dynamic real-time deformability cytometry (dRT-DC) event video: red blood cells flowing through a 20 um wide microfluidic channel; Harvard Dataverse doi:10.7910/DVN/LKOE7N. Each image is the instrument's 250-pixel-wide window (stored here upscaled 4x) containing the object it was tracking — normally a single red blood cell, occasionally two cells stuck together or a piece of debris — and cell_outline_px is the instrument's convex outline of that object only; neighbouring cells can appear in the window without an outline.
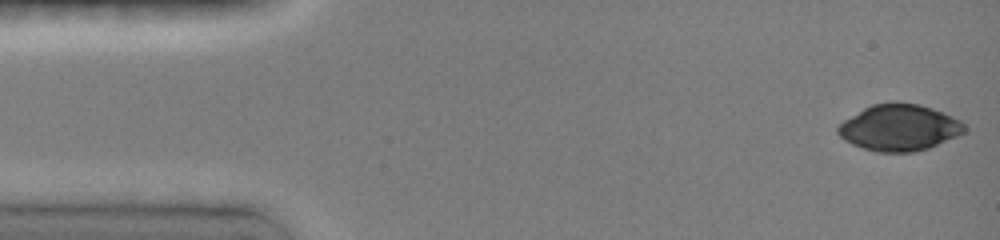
{"species": "common noctule bat (a hibernating species)", "species_latin": "Nyctalus noctula", "temperature_condition": "room temperature", "stored_images_in_passage": 11, "camera_frame_rate_fps": 3000, "um_per_image_px": 0.085, "animal": {"sex": "female", "body_mass_g": 19.0, "forearm_length_mm": 51.5}, "frame": {"image": 1, "passage_image": 1, "time_ms": 0.0, "image_size_px": [1000, 240], "cell_outline_px": [[964, 132], [956, 136], [928, 148], [916, 152], [876, 152], [852, 144], [844, 140], [836, 132], [836, 128], [844, 120], [864, 108], [872, 104], [892, 100], [896, 100], [920, 104], [932, 108], [952, 116], [960, 120], [964, 124]], "centroid_in_image_um": [76.41, 10.82], "position_along_channel_um": 8.6, "area_um2": 34.33}}